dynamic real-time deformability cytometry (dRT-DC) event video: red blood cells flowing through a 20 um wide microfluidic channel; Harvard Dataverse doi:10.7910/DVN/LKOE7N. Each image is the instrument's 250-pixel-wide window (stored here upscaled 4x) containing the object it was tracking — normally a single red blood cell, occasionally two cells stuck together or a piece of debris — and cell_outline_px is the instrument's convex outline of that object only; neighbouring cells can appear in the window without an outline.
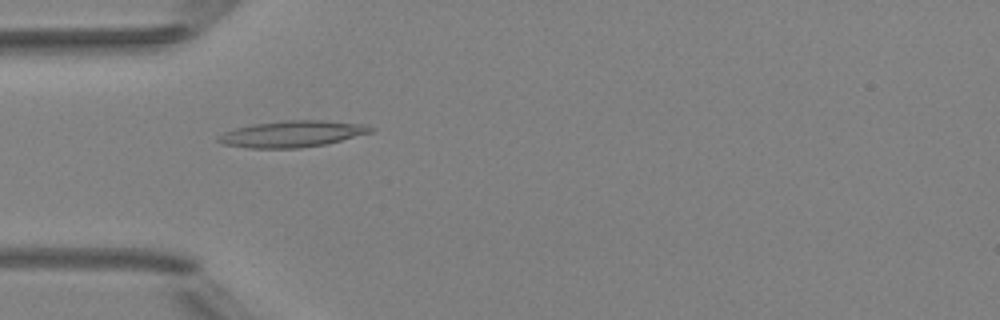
{"species": "Egyptian fruit bat (a non-hibernating species)", "species_latin": "Rousettus aegyptiacus", "temperature_condition": "room temperature", "stored_images_in_passage": 4, "camera_frame_rate_fps": 3000, "um_per_image_px": 0.085, "animal": {"sex": "female"}, "frame": {"image": 1, "passage_image": 3, "time_ms": 3.333, "image_size_px": [1000, 320], "cell_outline_px": [[376, 128], [372, 132], [328, 144], [300, 148], [248, 148], [224, 144], [216, 140], [224, 132], [236, 128], [252, 124], [284, 120], [324, 120], [368, 124]], "centroid_in_image_um": [24.91, 11.37], "position_along_channel_um": 60.1, "area_um2": 23.64}}
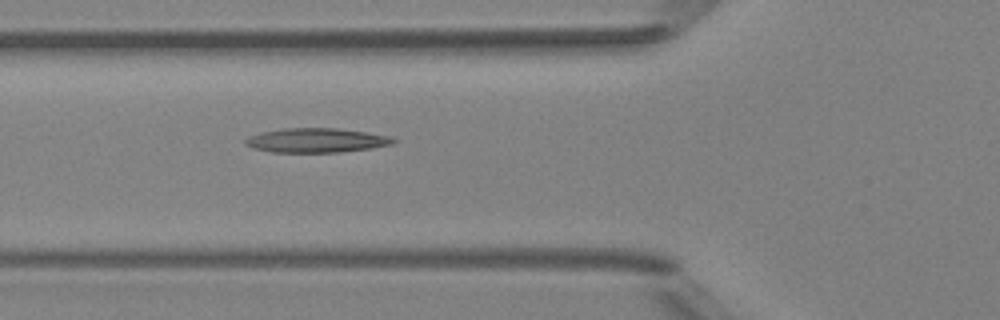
{"frame": {"image": 2, "passage_image": 4, "time_ms": 4.333, "image_size_px": [1000, 320], "cell_outline_px": [[396, 140], [392, 144], [372, 148], [340, 152], [272, 152], [252, 148], [244, 144], [244, 140], [248, 136], [260, 132], [284, 128], [336, 128], [392, 136]], "centroid_in_image_um": [26.85, 11.93], "position_along_channel_um": 98.9, "area_um2": 21.04}}